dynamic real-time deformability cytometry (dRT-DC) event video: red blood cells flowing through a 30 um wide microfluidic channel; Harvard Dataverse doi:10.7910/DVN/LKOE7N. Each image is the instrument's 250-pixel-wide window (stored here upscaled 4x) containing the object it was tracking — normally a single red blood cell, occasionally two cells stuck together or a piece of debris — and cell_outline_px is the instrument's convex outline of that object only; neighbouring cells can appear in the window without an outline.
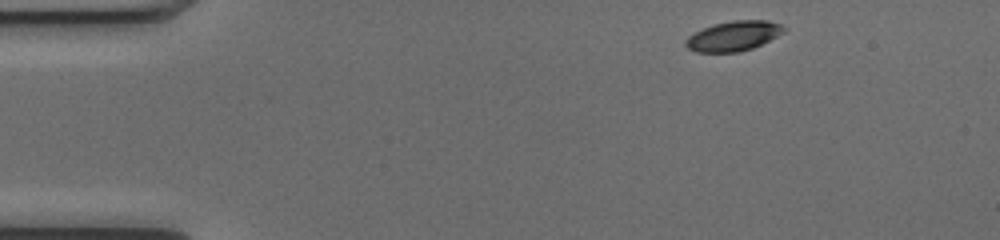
{"species": "common noctule bat (a hibernating species)", "species_latin": "Nyctalus noctula", "temperature_condition": "cold", "stored_images_in_passage": 45, "camera_frame_rate_fps": 3000, "um_per_image_px": 0.085, "animal": {"sex": "female", "body_mass_g": 17.0, "forearm_length_mm": 48.0}, "frame": {"image": 1, "passage_image": 1, "time_ms": 0.0, "image_size_px": [1000, 240], "cell_outline_px": [[788, 28], [784, 32], [752, 48], [740, 52], [696, 52], [688, 48], [684, 44], [684, 40], [688, 36], [704, 28], [716, 24], [732, 20], [768, 20], [780, 24]], "centroid_in_image_um": [62.35, 3.06], "position_along_channel_um": 22.7, "area_um2": 16.99}}
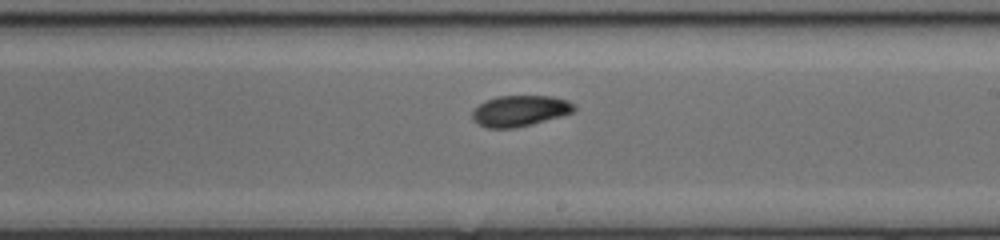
{"frame": {"image": 2, "passage_image": 24, "time_ms": 7.667, "image_size_px": [1000, 240], "cell_outline_px": [[576, 108], [572, 112], [560, 116], [532, 124], [516, 128], [488, 128], [476, 124], [472, 120], [472, 112], [480, 104], [496, 96], [552, 96], [568, 100], [576, 104]], "centroid_in_image_um": [44.19, 9.42], "position_along_channel_um": 244.8, "area_um2": 18.38}}
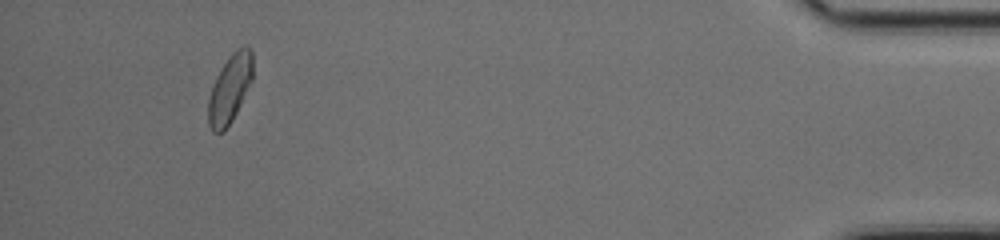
{"frame": {"image": 3, "passage_image": 42, "time_ms": 13.667, "image_size_px": [1000, 240], "cell_outline_px": [[252, 80], [232, 120], [224, 132], [212, 132], [208, 124], [208, 100], [216, 76], [232, 52], [236, 48], [244, 44], [248, 44], [252, 52]], "centroid_in_image_um": [19.54, 7.52], "position_along_channel_um": 415.7, "area_um2": 17.63}, "authors_computed_cell_mechanics": {"area_um2": 17.8024, "velocity_mm_per_s": 4.0188, "shape_relaxation_time_tau1_ms": 7.3731, "shape_relaxation_time_tau2_ms": 4.9503, "deformation_change_tau1": 0.1991, "deformation_change_tau2": 0.0779}}